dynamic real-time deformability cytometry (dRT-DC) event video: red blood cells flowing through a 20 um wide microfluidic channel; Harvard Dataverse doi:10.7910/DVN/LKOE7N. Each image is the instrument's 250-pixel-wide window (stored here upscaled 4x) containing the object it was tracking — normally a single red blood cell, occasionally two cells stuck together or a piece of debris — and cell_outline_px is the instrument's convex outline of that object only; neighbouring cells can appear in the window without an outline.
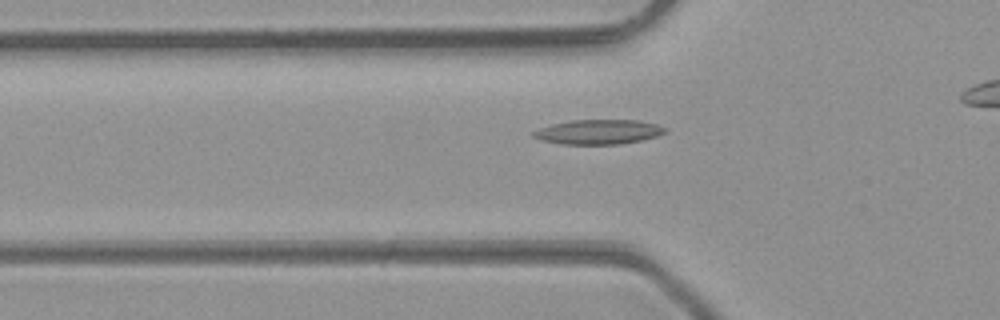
{"species": "common noctule bat (a hibernating species)", "species_latin": "Nyctalus noctula", "temperature_condition": "room temperature", "stored_images_in_passage": 27, "camera_frame_rate_fps": 3000, "um_per_image_px": 0.085, "animal": {"sex": "male", "body_mass_g": 23.1, "forearm_length_mm": 52.7}, "frame": {"image": 1, "passage_image": 4, "time_ms": 1.0, "image_size_px": [1000, 320], "cell_outline_px": [[668, 128], [664, 132], [656, 136], [640, 140], [620, 144], [560, 144], [540, 140], [532, 136], [532, 132], [540, 128], [552, 124], [572, 120], [640, 120], [656, 124]], "centroid_in_image_um": [50.85, 11.21], "position_along_channel_um": 75.0, "area_um2": 18.84}}
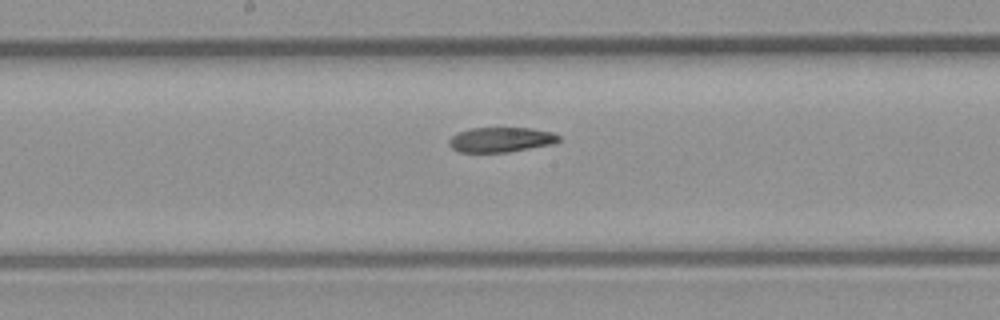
{"frame": {"image": 2, "passage_image": 13, "time_ms": 4.0, "image_size_px": [1000, 320], "cell_outline_px": [[560, 140], [552, 144], [508, 152], [460, 152], [452, 148], [448, 144], [448, 140], [452, 136], [468, 128], [528, 128], [552, 132], [560, 136]], "centroid_in_image_um": [42.56, 11.87], "position_along_channel_um": 205.6, "area_um2": 15.84}}
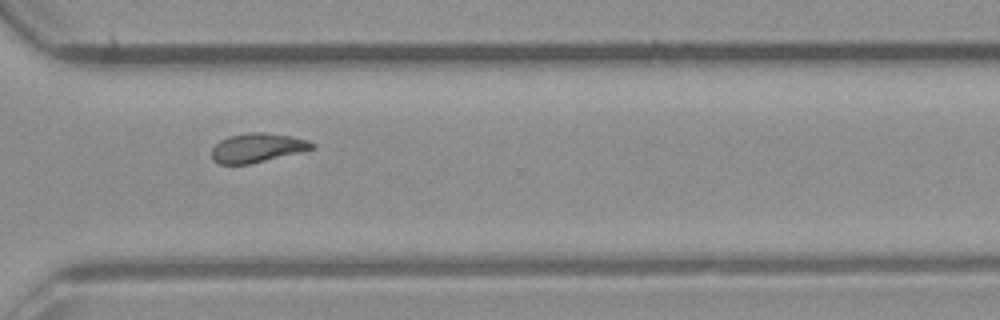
{"frame": {"image": 3, "passage_image": 23, "time_ms": 7.333, "image_size_px": [1000, 320], "cell_outline_px": [[316, 148], [248, 164], [220, 164], [212, 160], [212, 148], [220, 140], [228, 136], [248, 132], [264, 132], [288, 136], [308, 140], [316, 144]], "centroid_in_image_um": [21.85, 12.55], "position_along_channel_um": 348.8, "area_um2": 16.88}}